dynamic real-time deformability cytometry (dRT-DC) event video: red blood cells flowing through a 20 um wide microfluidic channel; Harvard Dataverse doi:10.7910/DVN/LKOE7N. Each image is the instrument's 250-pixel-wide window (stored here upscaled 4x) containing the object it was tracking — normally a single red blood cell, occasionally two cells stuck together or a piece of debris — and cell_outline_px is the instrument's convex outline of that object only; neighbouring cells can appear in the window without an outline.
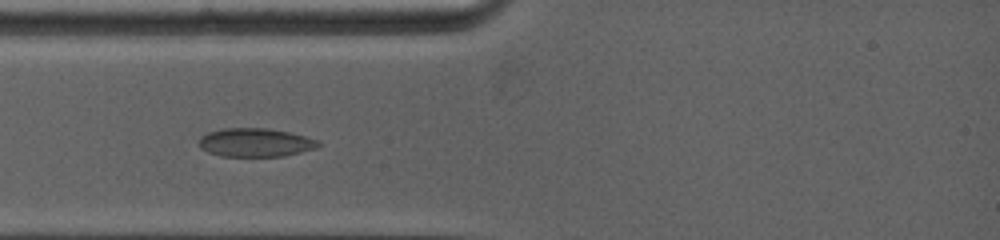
{"species": "common noctule bat (a hibernating species)", "species_latin": "Nyctalus noctula", "temperature_condition": "warm", "stored_images_in_passage": 8, "camera_frame_rate_fps": 5000, "um_per_image_px": 0.085, "animal": {"sex": "female", "body_mass_g": 19.0, "forearm_length_mm": 53.3}, "frame": {"image": 1, "passage_image": 3, "time_ms": 2.0, "image_size_px": [1000, 240], "cell_outline_px": [[320, 144], [316, 148], [284, 156], [220, 156], [208, 152], [200, 148], [200, 136], [208, 132], [224, 128], [268, 128], [288, 132], [304, 136], [316, 140]], "centroid_in_image_um": [21.67, 12.11], "position_along_channel_um": 63.3, "area_um2": 19.71}}
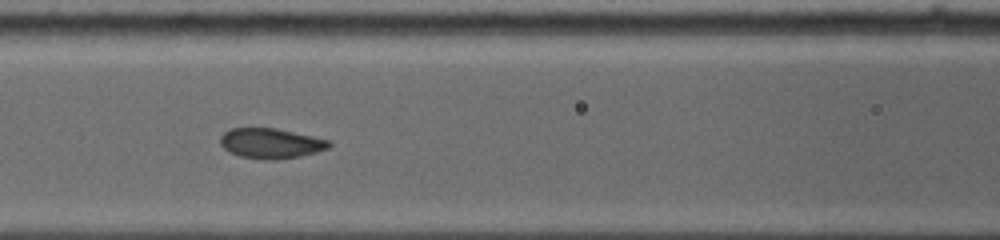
{"frame": {"image": 2, "passage_image": 5, "time_ms": 4.0, "image_size_px": [1000, 240], "cell_outline_px": [[332, 144], [328, 148], [316, 152], [300, 156], [272, 160], [264, 160], [240, 156], [228, 152], [220, 144], [220, 136], [224, 132], [232, 128], [276, 128], [332, 140]], "centroid_in_image_um": [23.03, 12.18], "position_along_channel_um": 143.6, "area_um2": 19.25}}
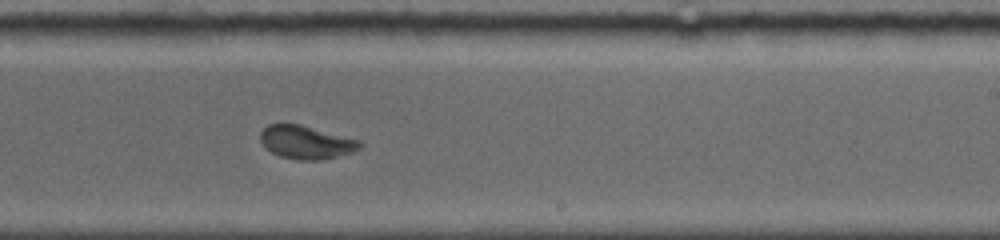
{"frame": {"image": 3, "passage_image": 8, "time_ms": 7.0, "image_size_px": [1000, 240], "cell_outline_px": [[364, 144], [360, 148], [352, 152], [320, 160], [300, 160], [280, 156], [272, 152], [260, 140], [260, 132], [268, 124], [300, 124], [360, 140]], "centroid_in_image_um": [26.04, 12.08], "position_along_channel_um": 263.0, "area_um2": 19.07}}